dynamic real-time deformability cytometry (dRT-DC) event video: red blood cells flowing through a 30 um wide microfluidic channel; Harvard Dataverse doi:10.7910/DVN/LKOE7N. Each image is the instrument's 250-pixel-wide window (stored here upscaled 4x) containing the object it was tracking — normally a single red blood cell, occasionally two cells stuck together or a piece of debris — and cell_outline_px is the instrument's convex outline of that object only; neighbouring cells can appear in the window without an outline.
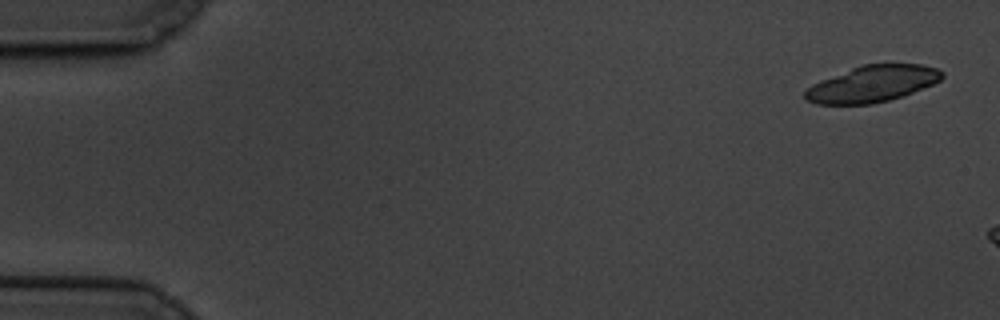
{"species": "common noctule bat (a hibernating species)", "species_latin": "Nyctalus noctula", "temperature_condition": "cold", "stored_images_in_passage": 3, "camera_frame_rate_fps": 3000, "um_per_image_px": 0.085, "animal": {"sex": "male", "body_mass_g": 19.5, "forearm_length_mm": 54.6}, "frame": {"image": 1, "passage_image": 1, "time_ms": 0.0, "image_size_px": [1000, 320], "cell_outline_px": [[944, 76], [940, 80], [932, 84], [904, 96], [872, 104], [816, 104], [804, 100], [804, 92], [812, 84], [820, 80], [852, 68], [864, 64], [920, 64], [936, 68], [944, 72]], "centroid_in_image_um": [74.14, 7.13], "position_along_channel_um": 10.9, "area_um2": 29.02}}